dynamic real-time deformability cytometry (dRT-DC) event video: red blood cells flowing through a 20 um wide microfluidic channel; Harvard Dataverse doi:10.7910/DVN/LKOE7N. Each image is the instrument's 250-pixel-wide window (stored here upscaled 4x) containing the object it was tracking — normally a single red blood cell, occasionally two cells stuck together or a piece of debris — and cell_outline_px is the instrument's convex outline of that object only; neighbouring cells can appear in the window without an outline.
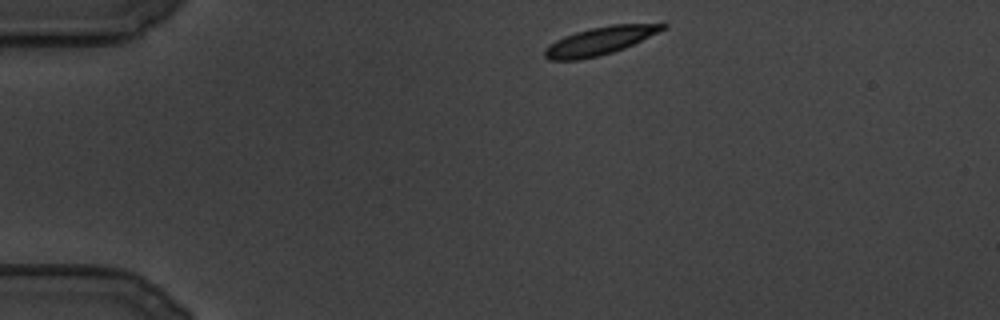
{"species": "common noctule bat (a hibernating species)", "species_latin": "Nyctalus noctula", "temperature_condition": "cold", "stored_images_in_passage": 97, "camera_frame_rate_fps": 3000, "um_per_image_px": 0.085, "animal": {"sex": "male", "body_mass_g": 19.5, "forearm_length_mm": 54.6}, "frame": {"image": 1, "passage_image": 1, "time_ms": 0.0, "image_size_px": [1000, 320], "cell_outline_px": [[668, 28], [624, 48], [600, 56], [580, 60], [548, 60], [544, 56], [544, 48], [548, 44], [564, 36], [576, 32], [592, 28], [612, 24], [664, 20], [668, 24]], "centroid_in_image_um": [51.12, 3.42], "position_along_channel_um": 33.9, "area_um2": 20.0}}
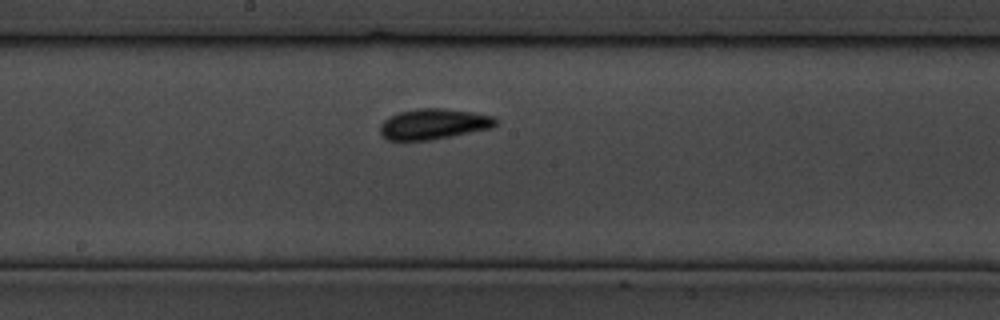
{"frame": {"image": 2, "passage_image": 42, "time_ms": 13.667, "image_size_px": [1000, 320], "cell_outline_px": [[496, 124], [492, 128], [428, 140], [388, 140], [380, 132], [380, 124], [388, 116], [400, 112], [416, 108], [444, 108], [472, 112], [492, 116], [496, 120]], "centroid_in_image_um": [36.82, 10.53], "position_along_channel_um": 211.4, "area_um2": 20.4}}
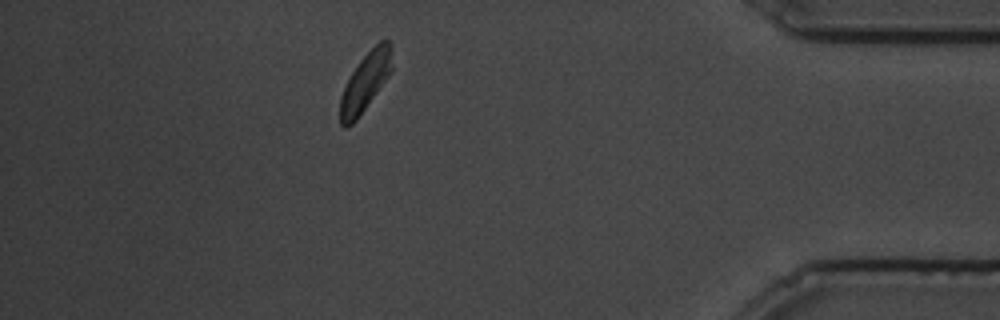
{"frame": {"image": 3, "passage_image": 83, "time_ms": 27.333, "image_size_px": [1000, 320], "cell_outline_px": [[392, 68], [388, 76], [356, 120], [348, 128], [344, 128], [340, 124], [340, 96], [352, 72], [360, 60], [380, 40], [388, 40], [392, 48]], "centroid_in_image_um": [31.05, 6.98], "position_along_channel_um": 404.2, "area_um2": 17.34}}